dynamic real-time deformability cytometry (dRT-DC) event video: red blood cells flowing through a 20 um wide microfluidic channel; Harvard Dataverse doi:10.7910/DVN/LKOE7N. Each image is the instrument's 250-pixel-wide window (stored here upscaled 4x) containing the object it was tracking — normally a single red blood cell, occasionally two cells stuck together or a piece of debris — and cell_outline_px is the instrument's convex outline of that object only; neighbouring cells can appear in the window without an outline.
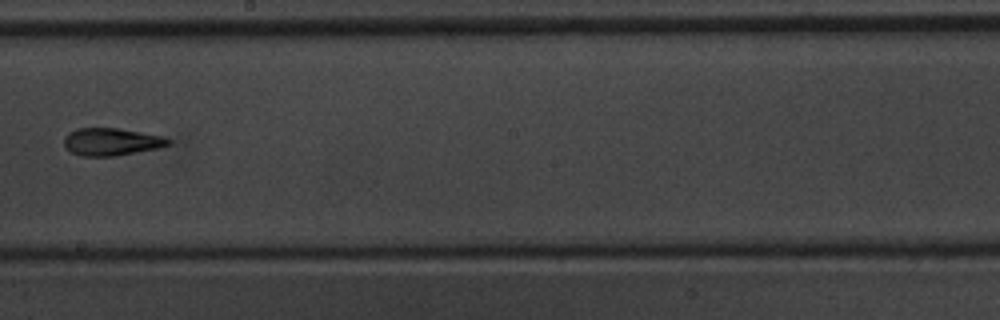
{"species": "common noctule bat (a hibernating species)", "species_latin": "Nyctalus noctula", "temperature_condition": "warm", "stored_images_in_passage": 17, "camera_frame_rate_fps": 3000, "um_per_image_px": 0.085, "animal": {"sex": "male", "body_mass_g": 20.1, "forearm_length_mm": 53.5}, "frame": {"image": 1, "passage_image": 10, "time_ms": 11.333, "image_size_px": [1000, 320], "cell_outline_px": [[172, 144], [156, 148], [116, 156], [80, 156], [72, 152], [64, 144], [64, 136], [68, 132], [76, 128], [120, 128], [164, 136], [172, 140]], "centroid_in_image_um": [9.48, 12.04], "position_along_channel_um": 238.7, "area_um2": 16.82}}
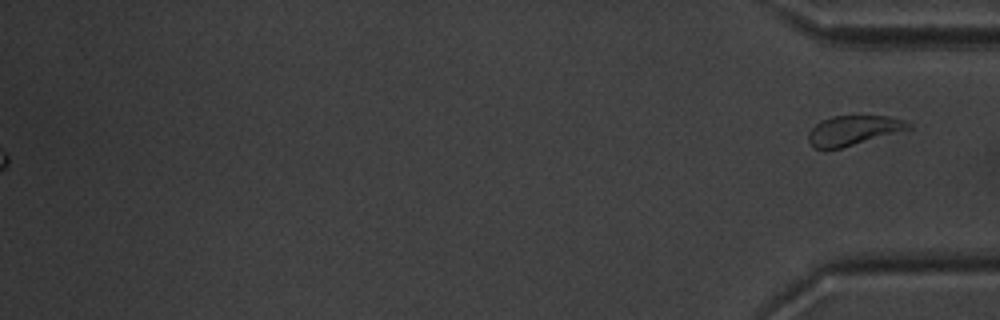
{"frame": {"image": 2, "passage_image": 17, "time_ms": 19.333, "image_size_px": [1000, 320], "cell_outline_px": [[912, 128], [840, 148], [824, 152], [816, 148], [808, 140], [808, 132], [820, 120], [832, 116], [888, 116], [904, 120], [912, 124]], "centroid_in_image_um": [72.49, 11.09], "position_along_channel_um": 362.7, "area_um2": 17.34}}